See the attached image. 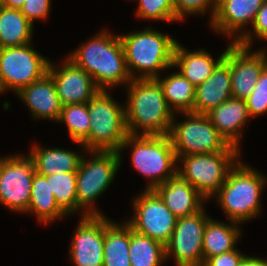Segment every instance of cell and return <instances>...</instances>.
Instances as JSON below:
<instances>
[{
  "mask_svg": "<svg viewBox=\"0 0 267 266\" xmlns=\"http://www.w3.org/2000/svg\"><path fill=\"white\" fill-rule=\"evenodd\" d=\"M126 88L128 134L169 135L175 114L166 102L160 83L156 79H132Z\"/></svg>",
  "mask_w": 267,
  "mask_h": 266,
  "instance_id": "1",
  "label": "cell"
},
{
  "mask_svg": "<svg viewBox=\"0 0 267 266\" xmlns=\"http://www.w3.org/2000/svg\"><path fill=\"white\" fill-rule=\"evenodd\" d=\"M67 57L84 69L100 90L115 85H127L129 75L119 35L102 30Z\"/></svg>",
  "mask_w": 267,
  "mask_h": 266,
  "instance_id": "2",
  "label": "cell"
},
{
  "mask_svg": "<svg viewBox=\"0 0 267 266\" xmlns=\"http://www.w3.org/2000/svg\"><path fill=\"white\" fill-rule=\"evenodd\" d=\"M132 79H156L159 71L173 67L177 40L150 27L119 35ZM139 72L135 76V71Z\"/></svg>",
  "mask_w": 267,
  "mask_h": 266,
  "instance_id": "3",
  "label": "cell"
},
{
  "mask_svg": "<svg viewBox=\"0 0 267 266\" xmlns=\"http://www.w3.org/2000/svg\"><path fill=\"white\" fill-rule=\"evenodd\" d=\"M261 174L239 160L230 169L225 183L213 196L229 221L241 224L260 214V195L267 183Z\"/></svg>",
  "mask_w": 267,
  "mask_h": 266,
  "instance_id": "4",
  "label": "cell"
},
{
  "mask_svg": "<svg viewBox=\"0 0 267 266\" xmlns=\"http://www.w3.org/2000/svg\"><path fill=\"white\" fill-rule=\"evenodd\" d=\"M131 146V164L135 170L150 181L146 190H154L177 174L178 159L169 135H131L118 151Z\"/></svg>",
  "mask_w": 267,
  "mask_h": 266,
  "instance_id": "5",
  "label": "cell"
},
{
  "mask_svg": "<svg viewBox=\"0 0 267 266\" xmlns=\"http://www.w3.org/2000/svg\"><path fill=\"white\" fill-rule=\"evenodd\" d=\"M107 90H99L87 103L90 117L89 135L80 143L89 151L118 152L128 135L125 106L119 105Z\"/></svg>",
  "mask_w": 267,
  "mask_h": 266,
  "instance_id": "6",
  "label": "cell"
},
{
  "mask_svg": "<svg viewBox=\"0 0 267 266\" xmlns=\"http://www.w3.org/2000/svg\"><path fill=\"white\" fill-rule=\"evenodd\" d=\"M89 153L93 158L85 159L82 155L77 169V211L83 209L82 217L103 215L93 203L109 188L122 164V155L118 152L89 151Z\"/></svg>",
  "mask_w": 267,
  "mask_h": 266,
  "instance_id": "7",
  "label": "cell"
},
{
  "mask_svg": "<svg viewBox=\"0 0 267 266\" xmlns=\"http://www.w3.org/2000/svg\"><path fill=\"white\" fill-rule=\"evenodd\" d=\"M239 150L230 145L224 152L180 156L178 163L183 166L177 167V173L208 200L225 183Z\"/></svg>",
  "mask_w": 267,
  "mask_h": 266,
  "instance_id": "8",
  "label": "cell"
},
{
  "mask_svg": "<svg viewBox=\"0 0 267 266\" xmlns=\"http://www.w3.org/2000/svg\"><path fill=\"white\" fill-rule=\"evenodd\" d=\"M182 114L186 116V120L176 123L173 118L169 133L177 159L185 155L224 152L230 146L207 114L195 112Z\"/></svg>",
  "mask_w": 267,
  "mask_h": 266,
  "instance_id": "9",
  "label": "cell"
},
{
  "mask_svg": "<svg viewBox=\"0 0 267 266\" xmlns=\"http://www.w3.org/2000/svg\"><path fill=\"white\" fill-rule=\"evenodd\" d=\"M50 61L37 52L32 43L0 49V93L17 94L22 88L42 79Z\"/></svg>",
  "mask_w": 267,
  "mask_h": 266,
  "instance_id": "10",
  "label": "cell"
},
{
  "mask_svg": "<svg viewBox=\"0 0 267 266\" xmlns=\"http://www.w3.org/2000/svg\"><path fill=\"white\" fill-rule=\"evenodd\" d=\"M35 166L29 155L0 158V204L14 212L29 208Z\"/></svg>",
  "mask_w": 267,
  "mask_h": 266,
  "instance_id": "11",
  "label": "cell"
},
{
  "mask_svg": "<svg viewBox=\"0 0 267 266\" xmlns=\"http://www.w3.org/2000/svg\"><path fill=\"white\" fill-rule=\"evenodd\" d=\"M135 213L127 221L135 232L166 245L175 229L177 217L154 190H144L133 198Z\"/></svg>",
  "mask_w": 267,
  "mask_h": 266,
  "instance_id": "12",
  "label": "cell"
},
{
  "mask_svg": "<svg viewBox=\"0 0 267 266\" xmlns=\"http://www.w3.org/2000/svg\"><path fill=\"white\" fill-rule=\"evenodd\" d=\"M209 218L205 208L178 218L171 239L165 245L166 260L173 256L176 266H203V233Z\"/></svg>",
  "mask_w": 267,
  "mask_h": 266,
  "instance_id": "13",
  "label": "cell"
},
{
  "mask_svg": "<svg viewBox=\"0 0 267 266\" xmlns=\"http://www.w3.org/2000/svg\"><path fill=\"white\" fill-rule=\"evenodd\" d=\"M242 47L230 42L225 50L224 61L230 67L232 97L247 99L255 88L259 76L267 66V51Z\"/></svg>",
  "mask_w": 267,
  "mask_h": 266,
  "instance_id": "14",
  "label": "cell"
},
{
  "mask_svg": "<svg viewBox=\"0 0 267 266\" xmlns=\"http://www.w3.org/2000/svg\"><path fill=\"white\" fill-rule=\"evenodd\" d=\"M60 66L50 61L47 74L53 79L62 106L88 103L100 90L92 77L68 57Z\"/></svg>",
  "mask_w": 267,
  "mask_h": 266,
  "instance_id": "15",
  "label": "cell"
},
{
  "mask_svg": "<svg viewBox=\"0 0 267 266\" xmlns=\"http://www.w3.org/2000/svg\"><path fill=\"white\" fill-rule=\"evenodd\" d=\"M70 246L75 266H103L104 215L81 217Z\"/></svg>",
  "mask_w": 267,
  "mask_h": 266,
  "instance_id": "16",
  "label": "cell"
},
{
  "mask_svg": "<svg viewBox=\"0 0 267 266\" xmlns=\"http://www.w3.org/2000/svg\"><path fill=\"white\" fill-rule=\"evenodd\" d=\"M263 1L217 0L216 11L210 21L212 30L214 29L218 34L223 33V35L229 37L231 35L236 36L233 39V43H236L247 31L244 26L253 24L256 13L260 9Z\"/></svg>",
  "mask_w": 267,
  "mask_h": 266,
  "instance_id": "17",
  "label": "cell"
},
{
  "mask_svg": "<svg viewBox=\"0 0 267 266\" xmlns=\"http://www.w3.org/2000/svg\"><path fill=\"white\" fill-rule=\"evenodd\" d=\"M154 191L177 218L198 213L204 208L203 204L207 201L178 173L157 186Z\"/></svg>",
  "mask_w": 267,
  "mask_h": 266,
  "instance_id": "18",
  "label": "cell"
},
{
  "mask_svg": "<svg viewBox=\"0 0 267 266\" xmlns=\"http://www.w3.org/2000/svg\"><path fill=\"white\" fill-rule=\"evenodd\" d=\"M17 96L27 105L35 119L58 122L62 110L53 79L46 74L42 79L22 88Z\"/></svg>",
  "mask_w": 267,
  "mask_h": 266,
  "instance_id": "19",
  "label": "cell"
},
{
  "mask_svg": "<svg viewBox=\"0 0 267 266\" xmlns=\"http://www.w3.org/2000/svg\"><path fill=\"white\" fill-rule=\"evenodd\" d=\"M232 97L230 67L223 60L195 89L193 112L208 114Z\"/></svg>",
  "mask_w": 267,
  "mask_h": 266,
  "instance_id": "20",
  "label": "cell"
},
{
  "mask_svg": "<svg viewBox=\"0 0 267 266\" xmlns=\"http://www.w3.org/2000/svg\"><path fill=\"white\" fill-rule=\"evenodd\" d=\"M207 115L227 143L240 149L243 127L251 118L245 100L231 97Z\"/></svg>",
  "mask_w": 267,
  "mask_h": 266,
  "instance_id": "21",
  "label": "cell"
},
{
  "mask_svg": "<svg viewBox=\"0 0 267 266\" xmlns=\"http://www.w3.org/2000/svg\"><path fill=\"white\" fill-rule=\"evenodd\" d=\"M225 51L214 60L211 53L204 49L188 51L176 43L174 50L173 67L178 68L179 72L188 79L195 87L202 84L224 60Z\"/></svg>",
  "mask_w": 267,
  "mask_h": 266,
  "instance_id": "22",
  "label": "cell"
},
{
  "mask_svg": "<svg viewBox=\"0 0 267 266\" xmlns=\"http://www.w3.org/2000/svg\"><path fill=\"white\" fill-rule=\"evenodd\" d=\"M130 225L115 223L104 216L103 266H131Z\"/></svg>",
  "mask_w": 267,
  "mask_h": 266,
  "instance_id": "23",
  "label": "cell"
},
{
  "mask_svg": "<svg viewBox=\"0 0 267 266\" xmlns=\"http://www.w3.org/2000/svg\"><path fill=\"white\" fill-rule=\"evenodd\" d=\"M35 166V171L47 176L62 172H77L82 155L61 148H42L33 146L28 154Z\"/></svg>",
  "mask_w": 267,
  "mask_h": 266,
  "instance_id": "24",
  "label": "cell"
},
{
  "mask_svg": "<svg viewBox=\"0 0 267 266\" xmlns=\"http://www.w3.org/2000/svg\"><path fill=\"white\" fill-rule=\"evenodd\" d=\"M231 225L209 218L203 233V265L211 257L230 252L241 235L239 223Z\"/></svg>",
  "mask_w": 267,
  "mask_h": 266,
  "instance_id": "25",
  "label": "cell"
},
{
  "mask_svg": "<svg viewBox=\"0 0 267 266\" xmlns=\"http://www.w3.org/2000/svg\"><path fill=\"white\" fill-rule=\"evenodd\" d=\"M26 213H34L37 219L46 224L68 216L56 203L46 176L35 172L31 186L29 208Z\"/></svg>",
  "mask_w": 267,
  "mask_h": 266,
  "instance_id": "26",
  "label": "cell"
},
{
  "mask_svg": "<svg viewBox=\"0 0 267 266\" xmlns=\"http://www.w3.org/2000/svg\"><path fill=\"white\" fill-rule=\"evenodd\" d=\"M33 28L19 9L0 7V49L32 43Z\"/></svg>",
  "mask_w": 267,
  "mask_h": 266,
  "instance_id": "27",
  "label": "cell"
},
{
  "mask_svg": "<svg viewBox=\"0 0 267 266\" xmlns=\"http://www.w3.org/2000/svg\"><path fill=\"white\" fill-rule=\"evenodd\" d=\"M169 108L175 113L193 112L196 87L179 71L163 79L158 77Z\"/></svg>",
  "mask_w": 267,
  "mask_h": 266,
  "instance_id": "28",
  "label": "cell"
},
{
  "mask_svg": "<svg viewBox=\"0 0 267 266\" xmlns=\"http://www.w3.org/2000/svg\"><path fill=\"white\" fill-rule=\"evenodd\" d=\"M129 258L131 266H161L166 261L165 245L130 226Z\"/></svg>",
  "mask_w": 267,
  "mask_h": 266,
  "instance_id": "29",
  "label": "cell"
},
{
  "mask_svg": "<svg viewBox=\"0 0 267 266\" xmlns=\"http://www.w3.org/2000/svg\"><path fill=\"white\" fill-rule=\"evenodd\" d=\"M56 203L67 214L77 211L76 180L77 172H62L46 176Z\"/></svg>",
  "mask_w": 267,
  "mask_h": 266,
  "instance_id": "30",
  "label": "cell"
},
{
  "mask_svg": "<svg viewBox=\"0 0 267 266\" xmlns=\"http://www.w3.org/2000/svg\"><path fill=\"white\" fill-rule=\"evenodd\" d=\"M60 122L66 124L70 138L81 147L80 143L89 135L90 130L87 103L62 106L58 123Z\"/></svg>",
  "mask_w": 267,
  "mask_h": 266,
  "instance_id": "31",
  "label": "cell"
},
{
  "mask_svg": "<svg viewBox=\"0 0 267 266\" xmlns=\"http://www.w3.org/2000/svg\"><path fill=\"white\" fill-rule=\"evenodd\" d=\"M137 16L145 20L181 21L174 9L172 0H137Z\"/></svg>",
  "mask_w": 267,
  "mask_h": 266,
  "instance_id": "32",
  "label": "cell"
},
{
  "mask_svg": "<svg viewBox=\"0 0 267 266\" xmlns=\"http://www.w3.org/2000/svg\"><path fill=\"white\" fill-rule=\"evenodd\" d=\"M245 102L250 117L267 113V66L261 72L254 90Z\"/></svg>",
  "mask_w": 267,
  "mask_h": 266,
  "instance_id": "33",
  "label": "cell"
},
{
  "mask_svg": "<svg viewBox=\"0 0 267 266\" xmlns=\"http://www.w3.org/2000/svg\"><path fill=\"white\" fill-rule=\"evenodd\" d=\"M176 16L182 21L186 15L191 14H206L208 9L211 12L210 21L212 20L216 7L217 0H172Z\"/></svg>",
  "mask_w": 267,
  "mask_h": 266,
  "instance_id": "34",
  "label": "cell"
},
{
  "mask_svg": "<svg viewBox=\"0 0 267 266\" xmlns=\"http://www.w3.org/2000/svg\"><path fill=\"white\" fill-rule=\"evenodd\" d=\"M251 26L253 27V34L250 33L251 30L246 31L236 44L251 49L254 38L267 40V0L263 1ZM253 35H255L254 38Z\"/></svg>",
  "mask_w": 267,
  "mask_h": 266,
  "instance_id": "35",
  "label": "cell"
},
{
  "mask_svg": "<svg viewBox=\"0 0 267 266\" xmlns=\"http://www.w3.org/2000/svg\"><path fill=\"white\" fill-rule=\"evenodd\" d=\"M50 6L51 0H26L20 12L34 25V20L49 16Z\"/></svg>",
  "mask_w": 267,
  "mask_h": 266,
  "instance_id": "36",
  "label": "cell"
},
{
  "mask_svg": "<svg viewBox=\"0 0 267 266\" xmlns=\"http://www.w3.org/2000/svg\"><path fill=\"white\" fill-rule=\"evenodd\" d=\"M238 249L209 258L203 266H239L245 258Z\"/></svg>",
  "mask_w": 267,
  "mask_h": 266,
  "instance_id": "37",
  "label": "cell"
},
{
  "mask_svg": "<svg viewBox=\"0 0 267 266\" xmlns=\"http://www.w3.org/2000/svg\"><path fill=\"white\" fill-rule=\"evenodd\" d=\"M239 266H267V259L245 256Z\"/></svg>",
  "mask_w": 267,
  "mask_h": 266,
  "instance_id": "38",
  "label": "cell"
},
{
  "mask_svg": "<svg viewBox=\"0 0 267 266\" xmlns=\"http://www.w3.org/2000/svg\"><path fill=\"white\" fill-rule=\"evenodd\" d=\"M26 0H3V7L10 9H21Z\"/></svg>",
  "mask_w": 267,
  "mask_h": 266,
  "instance_id": "39",
  "label": "cell"
},
{
  "mask_svg": "<svg viewBox=\"0 0 267 266\" xmlns=\"http://www.w3.org/2000/svg\"><path fill=\"white\" fill-rule=\"evenodd\" d=\"M3 6V0H0V7Z\"/></svg>",
  "mask_w": 267,
  "mask_h": 266,
  "instance_id": "40",
  "label": "cell"
}]
</instances>
